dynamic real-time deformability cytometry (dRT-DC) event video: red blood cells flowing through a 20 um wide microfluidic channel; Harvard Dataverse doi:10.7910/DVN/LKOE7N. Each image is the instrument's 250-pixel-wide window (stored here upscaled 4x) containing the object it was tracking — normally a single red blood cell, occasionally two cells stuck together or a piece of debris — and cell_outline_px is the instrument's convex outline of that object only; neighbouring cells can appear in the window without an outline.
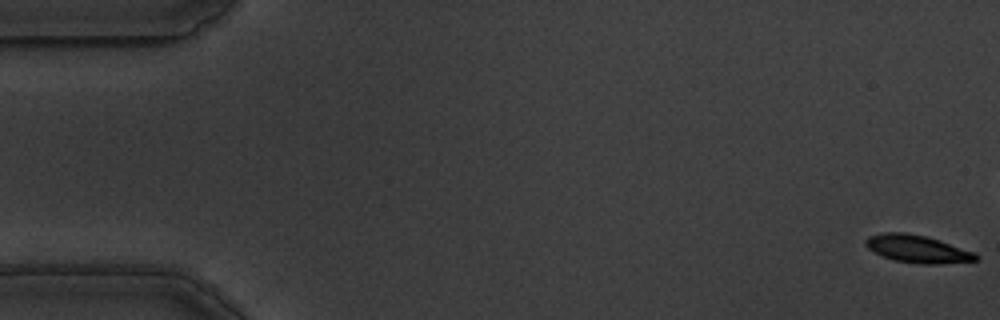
{"species": "common noctule bat (a hibernating species)", "species_latin": "Nyctalus noctula", "temperature_condition": "warm", "stored_images_in_passage": 59, "camera_frame_rate_fps": 3000, "um_per_image_px": 0.085, "animal": {"sex": "male", "body_mass_g": 19.5, "forearm_length_mm": 54.6}, "frame": {"image": 1, "passage_image": 1, "time_ms": 0.0, "image_size_px": [1000, 320], "cell_outline_px": [[980, 256], [976, 260], [940, 264], [920, 264], [896, 260], [884, 256], [868, 248], [864, 244], [864, 240], [868, 236], [880, 232], [904, 232], [924, 236], [976, 252]], "centroid_in_image_um": [77.97, 21.15], "position_along_channel_um": 7.0, "area_um2": 17.57}}
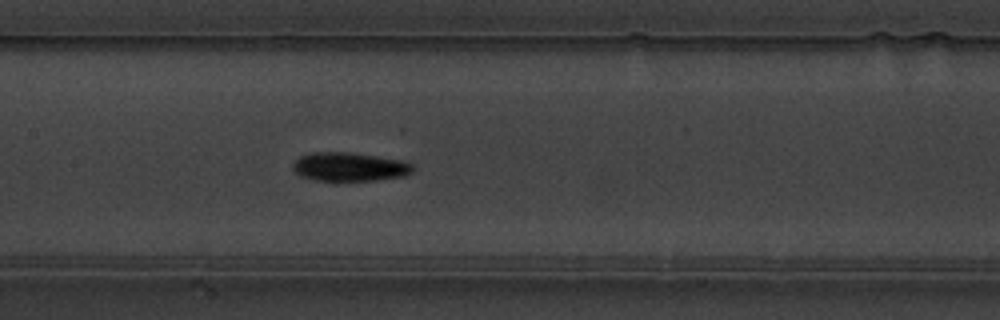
{"frame": {"image": 2, "passage_image": 28, "time_ms": 9.0, "image_size_px": [1000, 320], "cell_outline_px": [[416, 168], [412, 172], [404, 176], [376, 180], [336, 184], [316, 180], [300, 176], [292, 168], [292, 164], [300, 156], [312, 152], [348, 152], [404, 160], [412, 164]], "centroid_in_image_um": [29.71, 14.22], "position_along_channel_um": 177.7, "area_um2": 20.98}}
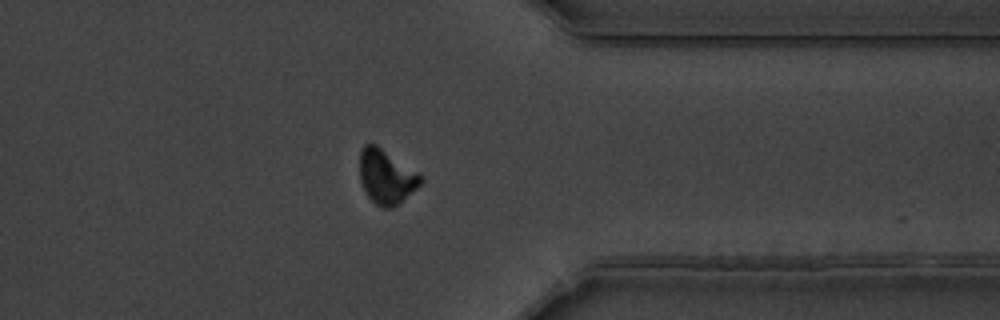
{"frame": {"image": 3, "passage_image": 46, "time_ms": 15.0, "image_size_px": [1000, 320], "cell_outline_px": [[424, 180], [416, 188], [392, 208], [380, 208], [368, 196], [360, 180], [360, 152], [364, 144], [376, 144], [416, 172]], "centroid_in_image_um": [32.8, 15.02], "position_along_channel_um": 378.6, "area_um2": 18.79}, "authors_computed_cell_mechanics": {"area_um2": 18.9006, "velocity_mm_per_s": 3.4813, "shape_relaxation_time_tau1_ms": 4.7249, "shape_relaxation_time_tau2_ms": null, "deformation_change_tau1": 0.1668, "deformation_change_tau2": null}}